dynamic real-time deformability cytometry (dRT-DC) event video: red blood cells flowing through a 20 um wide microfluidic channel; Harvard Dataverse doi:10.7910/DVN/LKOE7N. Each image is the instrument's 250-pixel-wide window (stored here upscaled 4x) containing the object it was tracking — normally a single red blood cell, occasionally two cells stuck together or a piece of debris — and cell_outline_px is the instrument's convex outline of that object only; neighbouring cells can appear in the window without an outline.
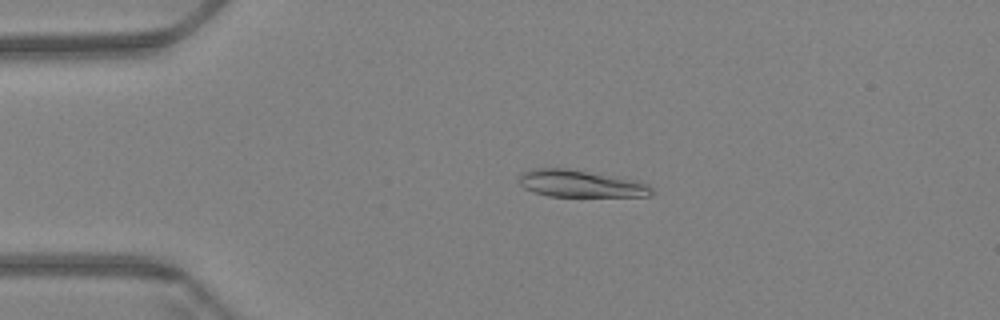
{"species": "Egyptian fruit bat (a non-hibernating species)", "species_latin": "Rousettus aegyptiacus", "temperature_condition": "warm", "stored_images_in_passage": 61, "camera_frame_rate_fps": 3000, "um_per_image_px": 0.085, "animal": {"sex": "female"}, "frame": {"image": 1, "passage_image": 14, "time_ms": 4.333, "image_size_px": [1000, 320], "cell_outline_px": [[652, 196], [548, 196], [532, 192], [524, 188], [520, 184], [516, 176], [532, 168], [568, 168], [624, 176], [648, 184], [652, 188]], "centroid_in_image_um": [49.36, 15.59], "position_along_channel_um": 35.6, "area_um2": 21.5}}
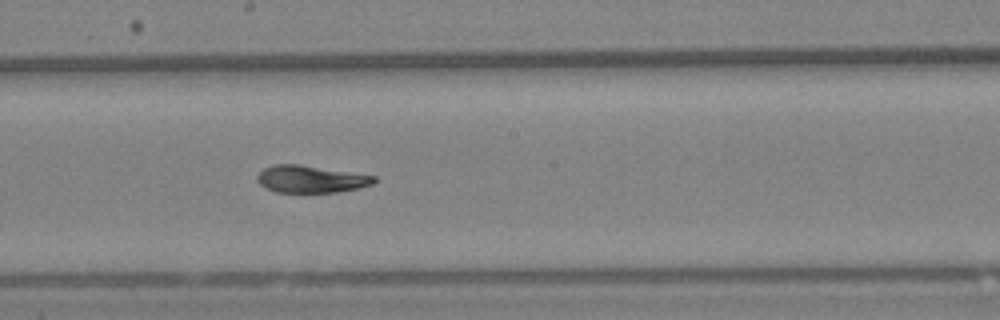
{"frame": {"image": 2, "passage_image": 34, "time_ms": 11.0, "image_size_px": [1000, 320], "cell_outline_px": [[376, 180], [372, 184], [360, 188], [340, 192], [276, 192], [260, 184], [256, 180], [256, 176], [264, 168], [276, 164], [300, 164], [376, 176]], "centroid_in_image_um": [26.43, 15.22], "position_along_channel_um": 221.8, "area_um2": 18.5}}
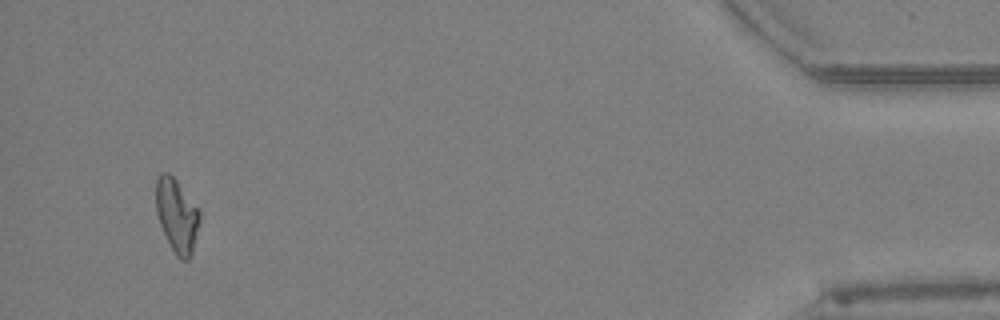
{"frame": {"image": 3, "passage_image": 58, "time_ms": 19.0, "image_size_px": [1000, 320], "cell_outline_px": [[200, 220], [192, 252], [188, 260], [180, 260], [176, 256], [160, 224], [156, 212], [156, 180], [160, 172], [168, 172], [176, 180], [200, 208]], "centroid_in_image_um": [15.04, 18.29], "position_along_channel_um": 420.2, "area_um2": 18.73}, "authors_computed_cell_mechanics": {"area_um2": 19.5364, "velocity_mm_per_s": 3.4101, "shape_relaxation_time_tau1_ms": 7.3507, "shape_relaxation_time_tau2_ms": 3.1267, "deformation_change_tau1": 0.2171, "deformation_change_tau2": 0.0786}}